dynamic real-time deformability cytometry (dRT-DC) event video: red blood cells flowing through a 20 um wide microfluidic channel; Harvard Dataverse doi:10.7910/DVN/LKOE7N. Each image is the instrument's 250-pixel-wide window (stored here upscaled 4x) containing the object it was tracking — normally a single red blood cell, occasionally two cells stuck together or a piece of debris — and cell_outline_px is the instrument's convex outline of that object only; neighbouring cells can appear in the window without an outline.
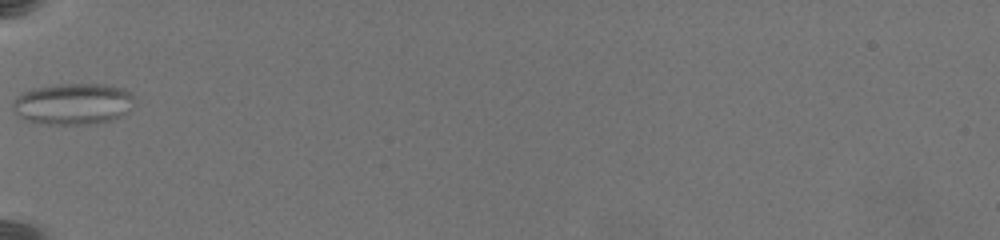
{"species": "common noctule bat (a hibernating species)", "species_latin": "Nyctalus noctula", "temperature_condition": "warm", "stored_images_in_passage": 42, "camera_frame_rate_fps": 3000, "um_per_image_px": 0.085, "animal": {"sex": "female", "body_mass_g": 19.5, "forearm_length_mm": 54.1}, "frame": {"image": 1, "passage_image": 1, "time_ms": 0.0, "image_size_px": [1000, 240], "cell_outline_px": [[136, 100], [128, 112], [112, 120], [96, 124], [40, 124], [24, 120], [12, 112], [12, 100], [16, 96], [32, 88], [56, 84], [108, 84], [124, 88], [132, 92]], "centroid_in_image_um": [6.21, 8.83], "position_along_channel_um": 78.8, "area_um2": 30.11}}
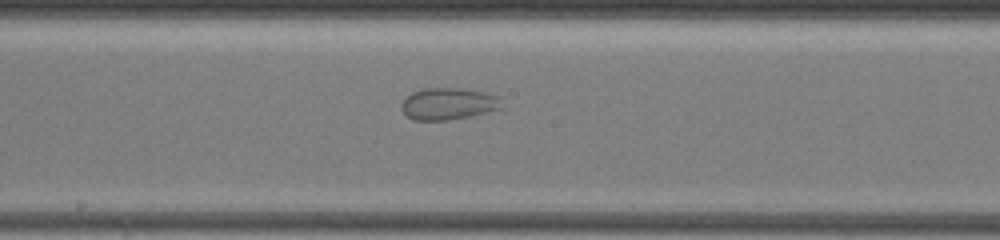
{"frame": {"image": 2, "passage_image": 21, "time_ms": 3.667, "image_size_px": [1000, 240], "cell_outline_px": [[504, 108], [468, 116], [448, 120], [412, 120], [400, 108], [400, 104], [412, 92], [424, 88], [464, 88], [484, 92], [500, 96]], "centroid_in_image_um": [38.13, 8.81], "position_along_channel_um": 210.1, "area_um2": 18.73}}
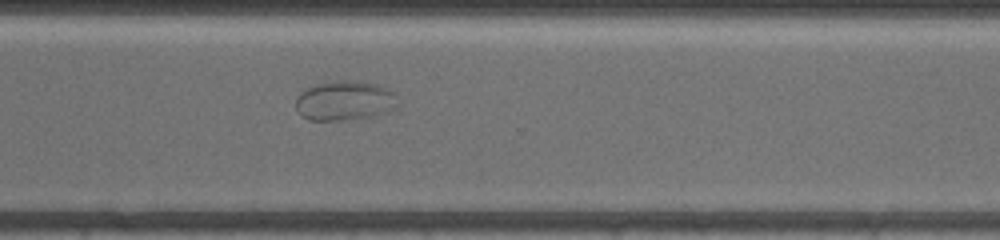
{"frame": {"image": 3, "passage_image": 41, "time_ms": 7.333, "image_size_px": [1000, 240], "cell_outline_px": [[396, 108], [376, 116], [340, 120], [308, 120], [300, 116], [296, 112], [296, 96], [300, 92], [316, 84], [332, 80], [356, 80], [388, 88], [396, 92]], "centroid_in_image_um": [29.27, 8.56], "position_along_channel_um": 341.3, "area_um2": 23.87}}